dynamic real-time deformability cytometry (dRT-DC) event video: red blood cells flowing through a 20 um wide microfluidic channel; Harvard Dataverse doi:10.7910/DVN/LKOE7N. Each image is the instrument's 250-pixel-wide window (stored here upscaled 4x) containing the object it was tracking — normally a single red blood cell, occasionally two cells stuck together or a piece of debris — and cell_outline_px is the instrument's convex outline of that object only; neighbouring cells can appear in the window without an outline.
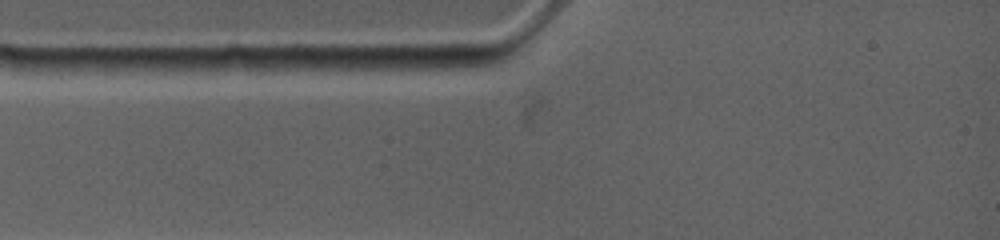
{"species": "common noctule bat (a hibernating species)", "species_latin": "Nyctalus noctula", "temperature_condition": "warm", "stored_images_in_passage": 1, "camera_frame_rate_fps": 4500, "um_per_image_px": 0.085, "animal": {"sex": "female", "body_mass_g": 19.0, "forearm_length_mm": 53.3}, "frame": {"image": 1, "passage_image": 1, "time_ms": 0.0, "image_size_px": [1000, 240], "cell_outline_px": [[252, 68], [224, 72], [112, 76], [104, 76], [96, 68], [104, 60], [228, 56], [244, 56]], "centroid_in_image_um": [14.67, 5.59], "position_along_channel_um": 70.3, "area_um2": 16.88}}